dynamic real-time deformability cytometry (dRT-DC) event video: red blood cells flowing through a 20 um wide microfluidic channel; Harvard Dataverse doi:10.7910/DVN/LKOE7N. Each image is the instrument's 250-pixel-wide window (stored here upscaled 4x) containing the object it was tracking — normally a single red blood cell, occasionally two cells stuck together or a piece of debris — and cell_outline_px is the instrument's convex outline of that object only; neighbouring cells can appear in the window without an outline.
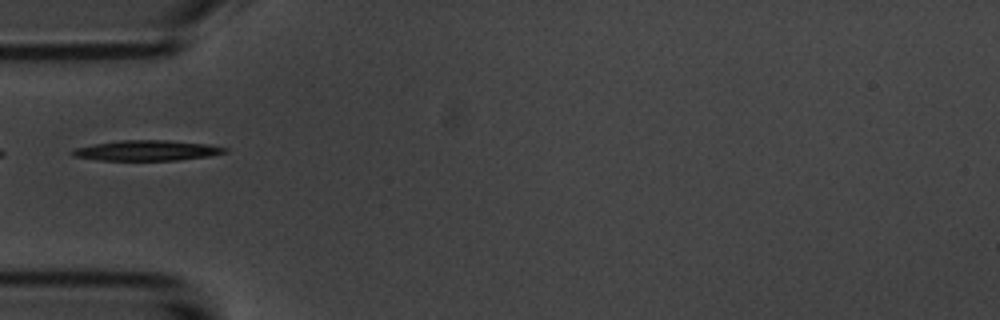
{"species": "common noctule bat (a hibernating species)", "species_latin": "Nyctalus noctula", "temperature_condition": "room temperature", "stored_images_in_passage": 1, "camera_frame_rate_fps": 3000, "um_per_image_px": 0.085, "animal": {"sex": "male", "body_mass_g": 20.1, "forearm_length_mm": 53.5}, "frame": {"image": 1, "passage_image": 1, "time_ms": 0.0, "image_size_px": [1000, 320], "cell_outline_px": [[228, 152], [208, 156], [180, 160], [100, 160], [72, 156], [68, 152], [76, 148], [96, 144], [120, 140], [164, 140], [208, 144], [228, 148]], "centroid_in_image_um": [12.49, 12.79], "position_along_channel_um": 72.5, "area_um2": 17.98}}